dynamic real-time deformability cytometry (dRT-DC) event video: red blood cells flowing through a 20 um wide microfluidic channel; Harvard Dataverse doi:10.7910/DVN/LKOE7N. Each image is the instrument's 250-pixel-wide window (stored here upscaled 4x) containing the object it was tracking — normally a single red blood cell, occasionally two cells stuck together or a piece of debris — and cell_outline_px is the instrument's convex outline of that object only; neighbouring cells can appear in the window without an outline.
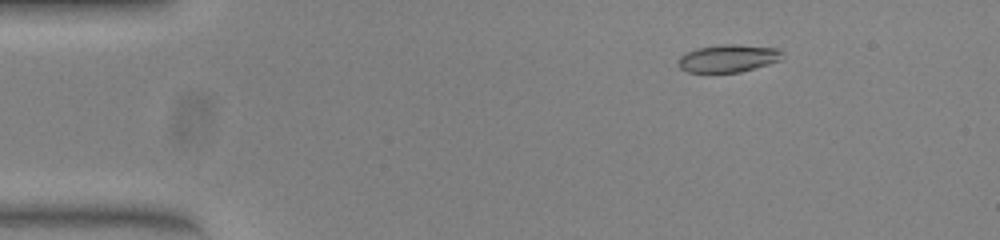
{"species": "common noctule bat (a hibernating species)", "species_latin": "Nyctalus noctula", "temperature_condition": "warm", "stored_images_in_passage": 48, "camera_frame_rate_fps": 3000, "um_per_image_px": 0.085, "animal": {"sex": "female", "body_mass_g": 23.0, "forearm_length_mm": 53.4}, "frame": {"image": 1, "passage_image": 3, "time_ms": 0.667, "image_size_px": [1000, 240], "cell_outline_px": [[784, 52], [780, 60], [768, 64], [740, 72], [688, 72], [680, 68], [680, 56], [696, 48], [724, 44], [736, 44], [780, 48]], "centroid_in_image_um": [61.95, 4.94], "position_along_channel_um": 23.1, "area_um2": 16.65}}
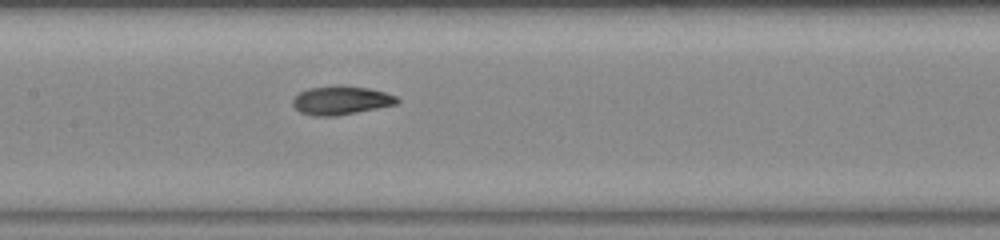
{"frame": {"image": 2, "passage_image": 21, "time_ms": 6.667, "image_size_px": [1000, 240], "cell_outline_px": [[400, 100], [396, 104], [336, 116], [316, 116], [300, 112], [292, 104], [292, 100], [300, 92], [308, 88], [336, 84], [368, 88], [384, 92], [396, 96]], "centroid_in_image_um": [28.96, 8.51], "position_along_channel_um": 178.4, "area_um2": 17.4}}
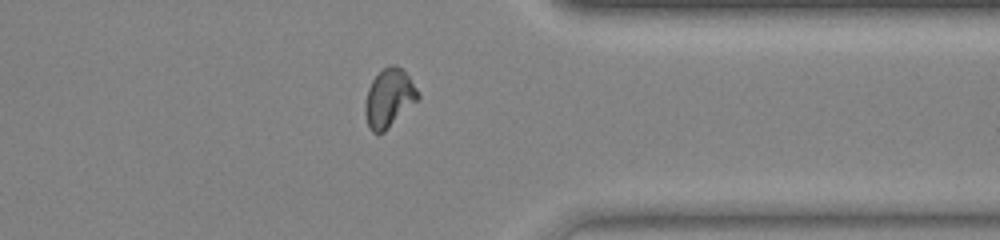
{"frame": {"image": 3, "passage_image": 37, "time_ms": 12.0, "image_size_px": [1000, 240], "cell_outline_px": [[420, 96], [384, 132], [372, 132], [368, 128], [364, 112], [364, 104], [368, 88], [372, 80], [388, 64], [396, 64], [408, 76], [416, 88]], "centroid_in_image_um": [33.02, 8.33], "position_along_channel_um": 378.4, "area_um2": 17.63}, "authors_computed_cell_mechanics": {"area_um2": 17.3978, "velocity_mm_per_s": 3.9004, "shape_relaxation_time_tau1_ms": 5.764, "shape_relaxation_time_tau2_ms": 1.7764, "deformation_change_tau1": 0.1986, "deformation_change_tau2": 0.0667}}